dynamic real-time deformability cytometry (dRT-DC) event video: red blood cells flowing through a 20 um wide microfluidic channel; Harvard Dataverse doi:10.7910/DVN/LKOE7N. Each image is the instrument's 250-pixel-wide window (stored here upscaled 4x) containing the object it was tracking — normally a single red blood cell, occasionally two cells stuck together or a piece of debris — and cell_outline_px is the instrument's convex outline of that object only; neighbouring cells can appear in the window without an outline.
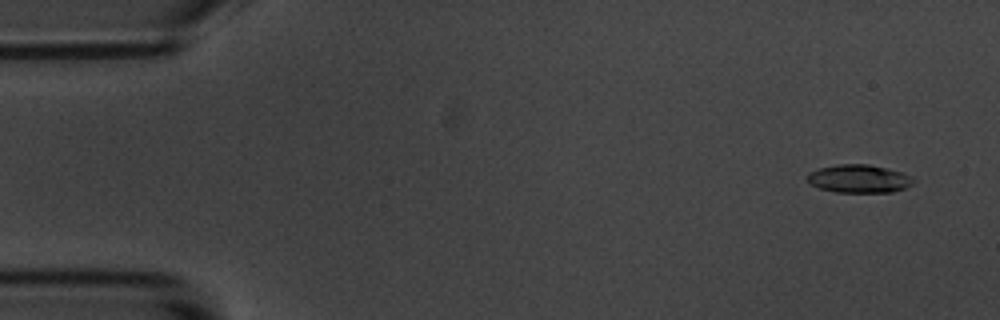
{"species": "common noctule bat (a hibernating species)", "species_latin": "Nyctalus noctula", "temperature_condition": "room temperature", "stored_images_in_passage": 56, "camera_frame_rate_fps": 3000, "um_per_image_px": 0.085, "animal": {"sex": "male", "body_mass_g": 20.1, "forearm_length_mm": 53.5}, "frame": {"image": 1, "passage_image": 4, "time_ms": 1.0, "image_size_px": [1000, 320], "cell_outline_px": [[916, 180], [912, 184], [904, 188], [892, 192], [836, 192], [820, 188], [812, 184], [808, 180], [808, 172], [820, 168], [836, 164], [868, 164], [900, 172], [912, 176]], "centroid_in_image_um": [73.03, 15.19], "position_along_channel_um": 12.0, "area_um2": 17.22}}
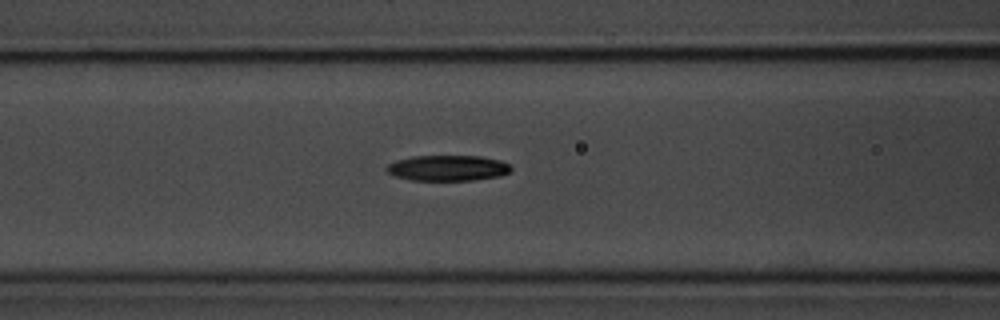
{"frame": {"image": 2, "passage_image": 23, "time_ms": 7.333, "image_size_px": [1000, 320], "cell_outline_px": [[512, 168], [508, 172], [500, 176], [472, 180], [408, 180], [396, 176], [388, 172], [384, 168], [388, 164], [396, 160], [412, 156], [480, 156], [500, 160], [508, 164]], "centroid_in_image_um": [38.03, 14.28], "position_along_channel_um": 128.6, "area_um2": 18.55}}
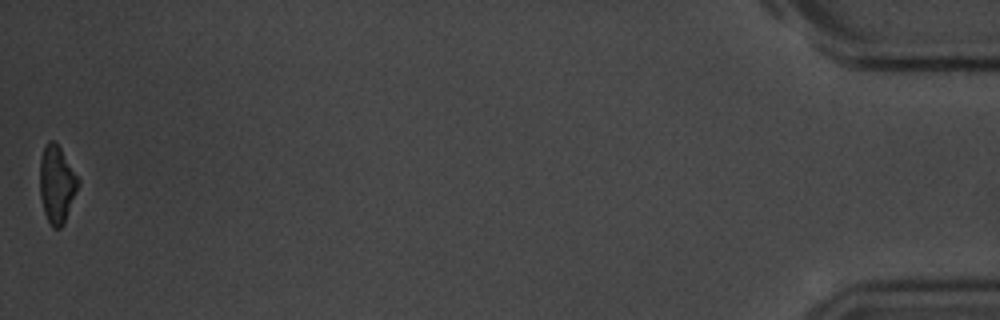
{"frame": {"image": 3, "passage_image": 56, "time_ms": 18.333, "image_size_px": [1000, 320], "cell_outline_px": [[80, 184], [64, 224], [60, 228], [52, 228], [44, 212], [40, 196], [40, 156], [48, 140], [52, 140], [60, 148], [80, 180]], "centroid_in_image_um": [4.83, 15.68], "position_along_channel_um": 430.4, "area_um2": 17.28}, "authors_computed_cell_mechanics": {"area_um2": 18.3804, "velocity_mm_per_s": 3.6314, "shape_relaxation_time_tau1_ms": 2.9478, "shape_relaxation_time_tau2_ms": null, "deformation_change_tau1": 0.1523, "deformation_change_tau2": null}}